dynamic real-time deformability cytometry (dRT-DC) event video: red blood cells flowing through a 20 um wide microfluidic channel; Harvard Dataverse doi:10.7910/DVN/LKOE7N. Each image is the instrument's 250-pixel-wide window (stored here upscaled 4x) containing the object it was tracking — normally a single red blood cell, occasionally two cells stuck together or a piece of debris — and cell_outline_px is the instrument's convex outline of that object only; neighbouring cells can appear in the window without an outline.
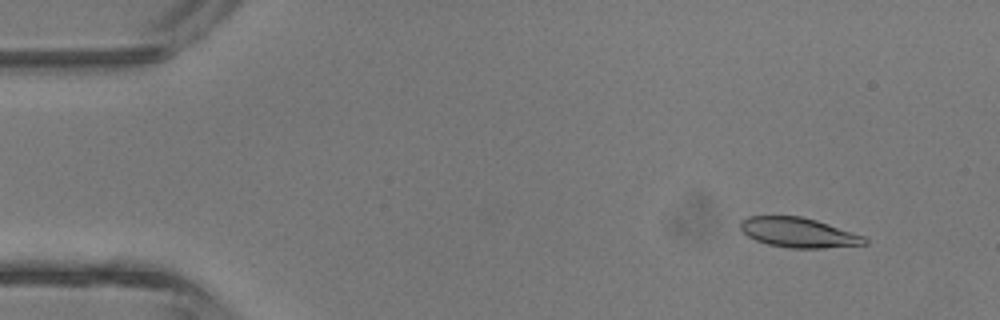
{"species": "common noctule bat (a hibernating species)", "species_latin": "Nyctalus noctula", "temperature_condition": "room temperature", "stored_images_in_passage": 5, "camera_frame_rate_fps": 3000, "um_per_image_px": 0.085, "animal": {"sex": "male", "body_mass_g": 13.3}, "frame": {"image": 1, "passage_image": 2, "time_ms": 1.0, "image_size_px": [1000, 320], "cell_outline_px": [[868, 244], [824, 248], [792, 248], [768, 244], [756, 240], [748, 236], [740, 228], [740, 220], [748, 216], [800, 216], [816, 220], [864, 236], [868, 240]], "centroid_in_image_um": [67.87, 19.77], "position_along_channel_um": 17.1, "area_um2": 21.44}}
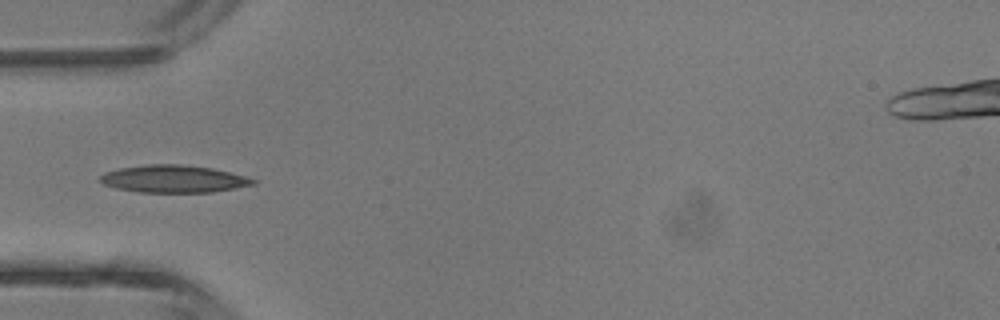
{"frame": {"image": 2, "passage_image": 5, "time_ms": 4.333, "image_size_px": [1000, 320], "cell_outline_px": [[256, 184], [236, 188], [212, 192], [140, 192], [116, 188], [104, 184], [100, 180], [100, 176], [104, 172], [120, 168], [148, 164], [180, 164], [212, 168], [244, 176], [256, 180]], "centroid_in_image_um": [14.75, 15.2], "position_along_channel_um": 70.3, "area_um2": 24.28}}